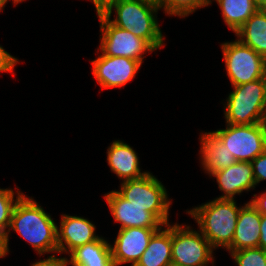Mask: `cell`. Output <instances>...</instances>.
Segmentation results:
<instances>
[{
	"instance_id": "1",
	"label": "cell",
	"mask_w": 266,
	"mask_h": 266,
	"mask_svg": "<svg viewBox=\"0 0 266 266\" xmlns=\"http://www.w3.org/2000/svg\"><path fill=\"white\" fill-rule=\"evenodd\" d=\"M10 228L39 253L58 252L57 225L33 199L21 196L11 215Z\"/></svg>"
},
{
	"instance_id": "2",
	"label": "cell",
	"mask_w": 266,
	"mask_h": 266,
	"mask_svg": "<svg viewBox=\"0 0 266 266\" xmlns=\"http://www.w3.org/2000/svg\"><path fill=\"white\" fill-rule=\"evenodd\" d=\"M112 8L117 12V18L110 20L113 25L146 40L154 49L163 45V36L153 15L160 8L157 3L150 0H117L103 15L110 18Z\"/></svg>"
},
{
	"instance_id": "3",
	"label": "cell",
	"mask_w": 266,
	"mask_h": 266,
	"mask_svg": "<svg viewBox=\"0 0 266 266\" xmlns=\"http://www.w3.org/2000/svg\"><path fill=\"white\" fill-rule=\"evenodd\" d=\"M239 212L234 199L219 198L188 211L197 220L200 233L213 249L231 246Z\"/></svg>"
},
{
	"instance_id": "4",
	"label": "cell",
	"mask_w": 266,
	"mask_h": 266,
	"mask_svg": "<svg viewBox=\"0 0 266 266\" xmlns=\"http://www.w3.org/2000/svg\"><path fill=\"white\" fill-rule=\"evenodd\" d=\"M233 87L225 111L227 124L266 123V76Z\"/></svg>"
},
{
	"instance_id": "5",
	"label": "cell",
	"mask_w": 266,
	"mask_h": 266,
	"mask_svg": "<svg viewBox=\"0 0 266 266\" xmlns=\"http://www.w3.org/2000/svg\"><path fill=\"white\" fill-rule=\"evenodd\" d=\"M117 191L125 200L145 211L153 213L165 226L168 224L170 202L167 192L160 181L147 173L142 178L127 180Z\"/></svg>"
},
{
	"instance_id": "6",
	"label": "cell",
	"mask_w": 266,
	"mask_h": 266,
	"mask_svg": "<svg viewBox=\"0 0 266 266\" xmlns=\"http://www.w3.org/2000/svg\"><path fill=\"white\" fill-rule=\"evenodd\" d=\"M238 162H252L266 150V123L251 125L227 124L212 132Z\"/></svg>"
},
{
	"instance_id": "7",
	"label": "cell",
	"mask_w": 266,
	"mask_h": 266,
	"mask_svg": "<svg viewBox=\"0 0 266 266\" xmlns=\"http://www.w3.org/2000/svg\"><path fill=\"white\" fill-rule=\"evenodd\" d=\"M228 76L233 86L266 76V59L239 40L221 45Z\"/></svg>"
},
{
	"instance_id": "8",
	"label": "cell",
	"mask_w": 266,
	"mask_h": 266,
	"mask_svg": "<svg viewBox=\"0 0 266 266\" xmlns=\"http://www.w3.org/2000/svg\"><path fill=\"white\" fill-rule=\"evenodd\" d=\"M184 226H172V264L176 266H207L213 261L212 246L200 233Z\"/></svg>"
},
{
	"instance_id": "9",
	"label": "cell",
	"mask_w": 266,
	"mask_h": 266,
	"mask_svg": "<svg viewBox=\"0 0 266 266\" xmlns=\"http://www.w3.org/2000/svg\"><path fill=\"white\" fill-rule=\"evenodd\" d=\"M101 26V51L103 55L131 58L142 63L144 52L155 49L144 39L117 27L103 14H98Z\"/></svg>"
},
{
	"instance_id": "10",
	"label": "cell",
	"mask_w": 266,
	"mask_h": 266,
	"mask_svg": "<svg viewBox=\"0 0 266 266\" xmlns=\"http://www.w3.org/2000/svg\"><path fill=\"white\" fill-rule=\"evenodd\" d=\"M141 62L125 57L100 55L92 61L93 75L103 88L122 87L131 81Z\"/></svg>"
},
{
	"instance_id": "11",
	"label": "cell",
	"mask_w": 266,
	"mask_h": 266,
	"mask_svg": "<svg viewBox=\"0 0 266 266\" xmlns=\"http://www.w3.org/2000/svg\"><path fill=\"white\" fill-rule=\"evenodd\" d=\"M160 228L131 227L120 229L111 246L112 257L115 266L123 263H132L134 266L147 249L152 235Z\"/></svg>"
},
{
	"instance_id": "12",
	"label": "cell",
	"mask_w": 266,
	"mask_h": 266,
	"mask_svg": "<svg viewBox=\"0 0 266 266\" xmlns=\"http://www.w3.org/2000/svg\"><path fill=\"white\" fill-rule=\"evenodd\" d=\"M105 199L115 221L121 223L120 229L131 227L161 228L164 225L153 213L145 211V208L132 205L117 191L106 194Z\"/></svg>"
},
{
	"instance_id": "13",
	"label": "cell",
	"mask_w": 266,
	"mask_h": 266,
	"mask_svg": "<svg viewBox=\"0 0 266 266\" xmlns=\"http://www.w3.org/2000/svg\"><path fill=\"white\" fill-rule=\"evenodd\" d=\"M61 230L57 229L58 252L69 253L75 248L96 241L95 226L87 219L78 216L63 215ZM67 245V249L65 244Z\"/></svg>"
},
{
	"instance_id": "14",
	"label": "cell",
	"mask_w": 266,
	"mask_h": 266,
	"mask_svg": "<svg viewBox=\"0 0 266 266\" xmlns=\"http://www.w3.org/2000/svg\"><path fill=\"white\" fill-rule=\"evenodd\" d=\"M211 175L216 177L219 189L225 193L219 199H234L235 194H240L243 190L249 191L256 185L251 162L237 161L228 168L218 170Z\"/></svg>"
},
{
	"instance_id": "15",
	"label": "cell",
	"mask_w": 266,
	"mask_h": 266,
	"mask_svg": "<svg viewBox=\"0 0 266 266\" xmlns=\"http://www.w3.org/2000/svg\"><path fill=\"white\" fill-rule=\"evenodd\" d=\"M261 214L249 202L240 208L230 252L259 247Z\"/></svg>"
},
{
	"instance_id": "16",
	"label": "cell",
	"mask_w": 266,
	"mask_h": 266,
	"mask_svg": "<svg viewBox=\"0 0 266 266\" xmlns=\"http://www.w3.org/2000/svg\"><path fill=\"white\" fill-rule=\"evenodd\" d=\"M107 154V161L111 170L124 181L139 179L148 173H141L135 151L122 141H114Z\"/></svg>"
},
{
	"instance_id": "17",
	"label": "cell",
	"mask_w": 266,
	"mask_h": 266,
	"mask_svg": "<svg viewBox=\"0 0 266 266\" xmlns=\"http://www.w3.org/2000/svg\"><path fill=\"white\" fill-rule=\"evenodd\" d=\"M158 229L151 237L147 249L134 266H168L172 264V227Z\"/></svg>"
},
{
	"instance_id": "18",
	"label": "cell",
	"mask_w": 266,
	"mask_h": 266,
	"mask_svg": "<svg viewBox=\"0 0 266 266\" xmlns=\"http://www.w3.org/2000/svg\"><path fill=\"white\" fill-rule=\"evenodd\" d=\"M70 253V261L66 259V262L73 266H115L111 245L101 237L75 248Z\"/></svg>"
},
{
	"instance_id": "19",
	"label": "cell",
	"mask_w": 266,
	"mask_h": 266,
	"mask_svg": "<svg viewBox=\"0 0 266 266\" xmlns=\"http://www.w3.org/2000/svg\"><path fill=\"white\" fill-rule=\"evenodd\" d=\"M202 165L207 173L213 174L237 162L227 147L212 133H205L201 137Z\"/></svg>"
},
{
	"instance_id": "20",
	"label": "cell",
	"mask_w": 266,
	"mask_h": 266,
	"mask_svg": "<svg viewBox=\"0 0 266 266\" xmlns=\"http://www.w3.org/2000/svg\"><path fill=\"white\" fill-rule=\"evenodd\" d=\"M239 41L266 59V16L257 10L236 32Z\"/></svg>"
},
{
	"instance_id": "21",
	"label": "cell",
	"mask_w": 266,
	"mask_h": 266,
	"mask_svg": "<svg viewBox=\"0 0 266 266\" xmlns=\"http://www.w3.org/2000/svg\"><path fill=\"white\" fill-rule=\"evenodd\" d=\"M225 23L235 33L258 10L254 0H216Z\"/></svg>"
},
{
	"instance_id": "22",
	"label": "cell",
	"mask_w": 266,
	"mask_h": 266,
	"mask_svg": "<svg viewBox=\"0 0 266 266\" xmlns=\"http://www.w3.org/2000/svg\"><path fill=\"white\" fill-rule=\"evenodd\" d=\"M18 193L16 200H14L13 190L0 189V234L4 236L6 252H8V232H10V228L7 232L5 229L10 227L11 215L16 202L22 195H24L19 191ZM13 201H15V203Z\"/></svg>"
},
{
	"instance_id": "23",
	"label": "cell",
	"mask_w": 266,
	"mask_h": 266,
	"mask_svg": "<svg viewBox=\"0 0 266 266\" xmlns=\"http://www.w3.org/2000/svg\"><path fill=\"white\" fill-rule=\"evenodd\" d=\"M210 4L207 0H161L158 5L170 15L187 16L199 7Z\"/></svg>"
},
{
	"instance_id": "24",
	"label": "cell",
	"mask_w": 266,
	"mask_h": 266,
	"mask_svg": "<svg viewBox=\"0 0 266 266\" xmlns=\"http://www.w3.org/2000/svg\"><path fill=\"white\" fill-rule=\"evenodd\" d=\"M238 266H266V251L253 247L231 252Z\"/></svg>"
},
{
	"instance_id": "25",
	"label": "cell",
	"mask_w": 266,
	"mask_h": 266,
	"mask_svg": "<svg viewBox=\"0 0 266 266\" xmlns=\"http://www.w3.org/2000/svg\"><path fill=\"white\" fill-rule=\"evenodd\" d=\"M255 183L266 180V150L258 155L252 162Z\"/></svg>"
},
{
	"instance_id": "26",
	"label": "cell",
	"mask_w": 266,
	"mask_h": 266,
	"mask_svg": "<svg viewBox=\"0 0 266 266\" xmlns=\"http://www.w3.org/2000/svg\"><path fill=\"white\" fill-rule=\"evenodd\" d=\"M18 60L11 56L0 46V72H10L13 70Z\"/></svg>"
},
{
	"instance_id": "27",
	"label": "cell",
	"mask_w": 266,
	"mask_h": 266,
	"mask_svg": "<svg viewBox=\"0 0 266 266\" xmlns=\"http://www.w3.org/2000/svg\"><path fill=\"white\" fill-rule=\"evenodd\" d=\"M66 259L67 258H56L52 255L46 260L33 263L32 266H67Z\"/></svg>"
},
{
	"instance_id": "28",
	"label": "cell",
	"mask_w": 266,
	"mask_h": 266,
	"mask_svg": "<svg viewBox=\"0 0 266 266\" xmlns=\"http://www.w3.org/2000/svg\"><path fill=\"white\" fill-rule=\"evenodd\" d=\"M254 199L250 202L258 211L260 214H266V193H263L262 195L258 196L256 198V195H254Z\"/></svg>"
},
{
	"instance_id": "29",
	"label": "cell",
	"mask_w": 266,
	"mask_h": 266,
	"mask_svg": "<svg viewBox=\"0 0 266 266\" xmlns=\"http://www.w3.org/2000/svg\"><path fill=\"white\" fill-rule=\"evenodd\" d=\"M259 247L266 251V214H261Z\"/></svg>"
},
{
	"instance_id": "30",
	"label": "cell",
	"mask_w": 266,
	"mask_h": 266,
	"mask_svg": "<svg viewBox=\"0 0 266 266\" xmlns=\"http://www.w3.org/2000/svg\"><path fill=\"white\" fill-rule=\"evenodd\" d=\"M92 1L96 7L97 14H103L117 0H92Z\"/></svg>"
},
{
	"instance_id": "31",
	"label": "cell",
	"mask_w": 266,
	"mask_h": 266,
	"mask_svg": "<svg viewBox=\"0 0 266 266\" xmlns=\"http://www.w3.org/2000/svg\"><path fill=\"white\" fill-rule=\"evenodd\" d=\"M7 254L6 248H5V243H4V236L0 234V258L5 257Z\"/></svg>"
},
{
	"instance_id": "32",
	"label": "cell",
	"mask_w": 266,
	"mask_h": 266,
	"mask_svg": "<svg viewBox=\"0 0 266 266\" xmlns=\"http://www.w3.org/2000/svg\"><path fill=\"white\" fill-rule=\"evenodd\" d=\"M258 10L266 16V0L258 6Z\"/></svg>"
},
{
	"instance_id": "33",
	"label": "cell",
	"mask_w": 266,
	"mask_h": 266,
	"mask_svg": "<svg viewBox=\"0 0 266 266\" xmlns=\"http://www.w3.org/2000/svg\"><path fill=\"white\" fill-rule=\"evenodd\" d=\"M6 0H0V10L5 6Z\"/></svg>"
},
{
	"instance_id": "34",
	"label": "cell",
	"mask_w": 266,
	"mask_h": 266,
	"mask_svg": "<svg viewBox=\"0 0 266 266\" xmlns=\"http://www.w3.org/2000/svg\"><path fill=\"white\" fill-rule=\"evenodd\" d=\"M265 0H254L257 6L261 5Z\"/></svg>"
},
{
	"instance_id": "35",
	"label": "cell",
	"mask_w": 266,
	"mask_h": 266,
	"mask_svg": "<svg viewBox=\"0 0 266 266\" xmlns=\"http://www.w3.org/2000/svg\"><path fill=\"white\" fill-rule=\"evenodd\" d=\"M7 1H8V0H6V3H7ZM21 1H23V0H14V4H15V3H20Z\"/></svg>"
}]
</instances>
